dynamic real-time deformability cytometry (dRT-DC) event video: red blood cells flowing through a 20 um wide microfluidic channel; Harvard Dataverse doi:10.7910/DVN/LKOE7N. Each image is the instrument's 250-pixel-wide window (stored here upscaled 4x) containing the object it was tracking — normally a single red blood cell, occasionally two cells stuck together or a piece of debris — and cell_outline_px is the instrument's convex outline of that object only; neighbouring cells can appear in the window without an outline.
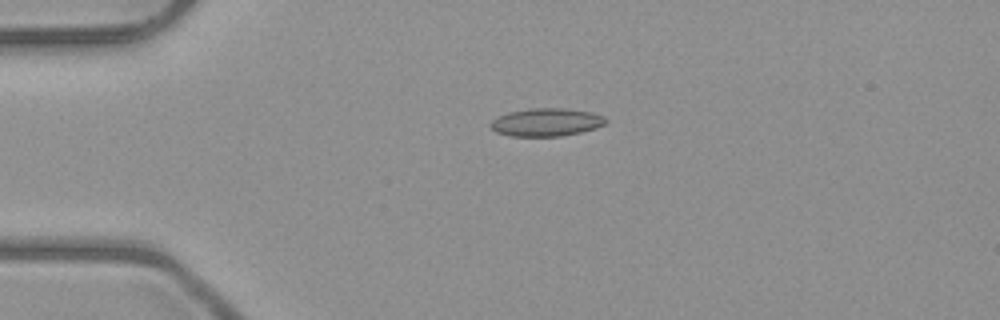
{"species": "common noctule bat (a hibernating species)", "species_latin": "Nyctalus noctula", "temperature_condition": "room temperature", "stored_images_in_passage": 5, "camera_frame_rate_fps": 3000, "um_per_image_px": 0.085, "animal": {"sex": "male", "body_mass_g": 23.1, "forearm_length_mm": 52.7}, "frame": {"image": 1, "passage_image": 3, "time_ms": 3.0, "image_size_px": [1000, 320], "cell_outline_px": [[608, 120], [604, 124], [596, 128], [580, 132], [560, 136], [508, 136], [496, 132], [488, 128], [488, 124], [492, 120], [508, 112], [528, 108], [564, 108], [592, 112], [604, 116]], "centroid_in_image_um": [46.4, 10.39], "position_along_channel_um": 38.6, "area_um2": 18.96}}
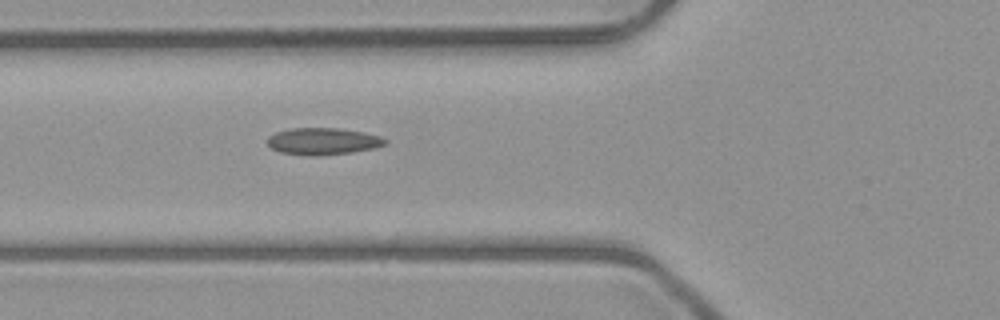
{"frame": {"image": 2, "passage_image": 5, "time_ms": 5.333, "image_size_px": [1000, 320], "cell_outline_px": [[388, 140], [384, 144], [372, 148], [352, 152], [312, 156], [280, 152], [272, 148], [268, 144], [268, 136], [276, 132], [292, 128], [340, 128], [364, 132], [380, 136]], "centroid_in_image_um": [27.44, 12.0], "position_along_channel_um": 98.4, "area_um2": 18.26}}